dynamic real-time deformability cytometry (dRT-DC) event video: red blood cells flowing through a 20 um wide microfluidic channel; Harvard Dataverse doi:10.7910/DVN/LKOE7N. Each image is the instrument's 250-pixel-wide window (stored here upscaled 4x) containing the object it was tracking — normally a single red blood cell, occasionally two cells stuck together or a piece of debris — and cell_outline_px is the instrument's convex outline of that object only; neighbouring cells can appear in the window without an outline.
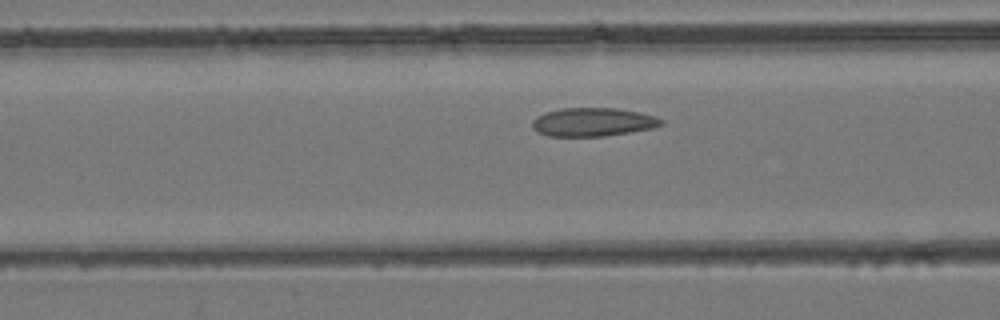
{"species": "common noctule bat (a hibernating species)", "species_latin": "Nyctalus noctula", "temperature_condition": "room temperature", "stored_images_in_passage": 34, "camera_frame_rate_fps": 3000, "um_per_image_px": 0.085, "animal": {"sex": "female", "body_mass_g": 24.6, "forearm_length_mm": 56.2}, "frame": {"image": 1, "passage_image": 9, "time_ms": 2.667, "image_size_px": [1000, 320], "cell_outline_px": [[664, 124], [652, 128], [604, 136], [548, 136], [536, 132], [532, 128], [532, 120], [536, 116], [544, 112], [560, 108], [616, 108], [640, 112], [656, 116], [664, 120]], "centroid_in_image_um": [50.37, 10.37], "position_along_channel_um": 116.2, "area_um2": 21.62}}
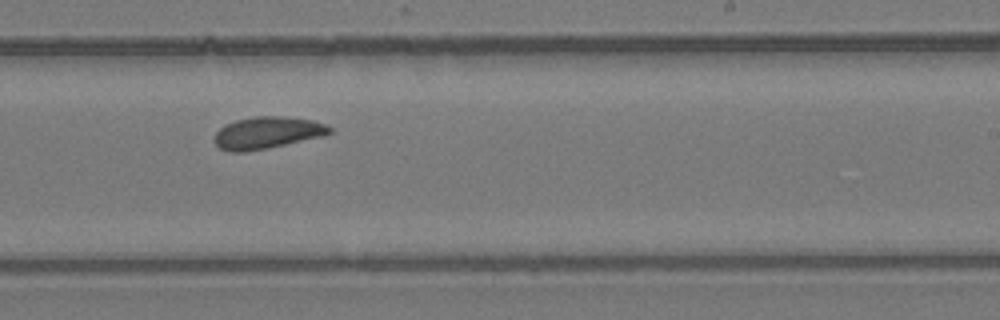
{"frame": {"image": 2, "passage_image": 19, "time_ms": 6.0, "image_size_px": [1000, 320], "cell_outline_px": [[332, 132], [324, 136], [268, 148], [244, 152], [228, 152], [220, 148], [212, 140], [216, 132], [224, 124], [236, 120], [256, 116], [284, 116], [312, 120], [324, 124], [332, 128]], "centroid_in_image_um": [22.68, 11.29], "position_along_channel_um": 266.3, "area_um2": 21.62}}
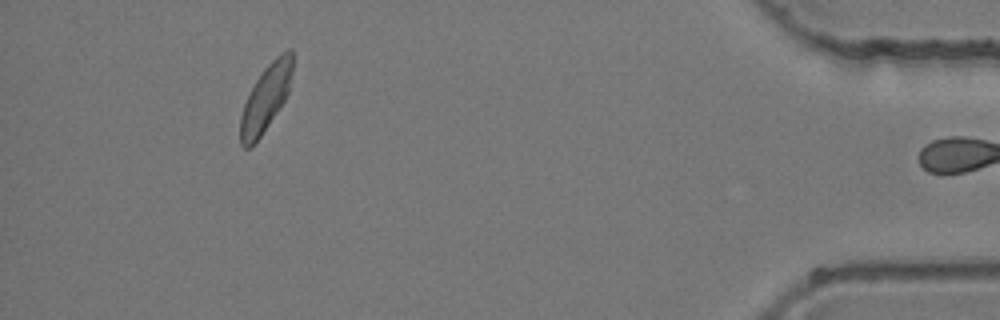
{"frame": {"image": 3, "passage_image": 33, "time_ms": 10.667, "image_size_px": [1000, 320], "cell_outline_px": [[292, 72], [288, 92], [284, 100], [256, 144], [252, 148], [244, 148], [240, 144], [240, 116], [244, 104], [256, 80], [264, 68], [276, 56], [288, 48], [292, 48]], "centroid_in_image_um": [22.57, 8.37], "position_along_channel_um": 412.6, "area_um2": 20.11}}